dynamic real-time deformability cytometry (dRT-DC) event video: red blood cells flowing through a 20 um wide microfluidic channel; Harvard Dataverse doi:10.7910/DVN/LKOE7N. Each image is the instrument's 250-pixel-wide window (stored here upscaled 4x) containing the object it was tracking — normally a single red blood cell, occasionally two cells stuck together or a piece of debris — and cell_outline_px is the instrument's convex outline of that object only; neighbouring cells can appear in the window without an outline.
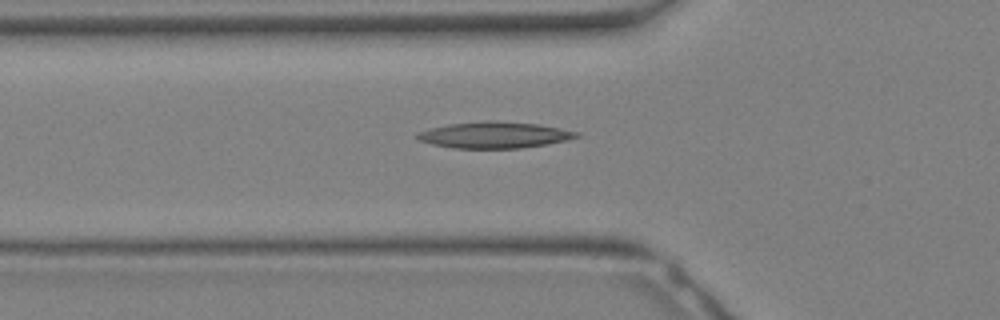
{"species": "Egyptian fruit bat (a non-hibernating species)", "species_latin": "Rousettus aegyptiacus", "temperature_condition": "warm", "stored_images_in_passage": 32, "camera_frame_rate_fps": 3000, "um_per_image_px": 0.085, "animal": {"sex": "female"}, "frame": {"image": 1, "passage_image": 11, "time_ms": 3.333, "image_size_px": [1000, 320], "cell_outline_px": [[580, 136], [568, 140], [520, 148], [452, 148], [432, 144], [416, 140], [416, 132], [448, 124], [484, 120], [496, 120], [536, 124], [560, 128], [580, 132]], "centroid_in_image_um": [41.99, 11.46], "position_along_channel_um": 83.8, "area_um2": 24.51}}
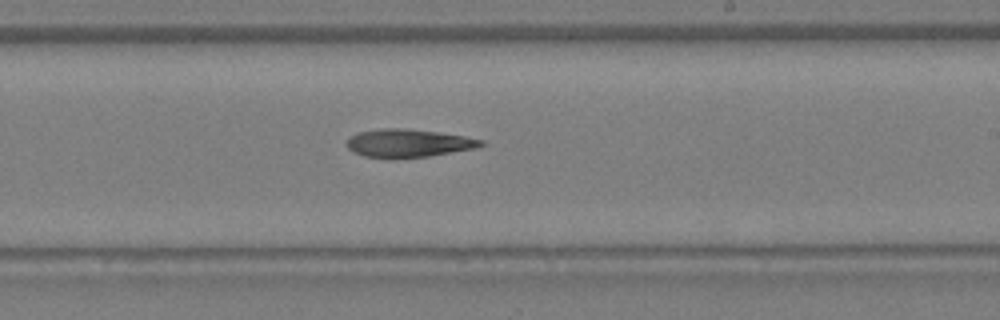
{"frame": {"image": 2, "passage_image": 19, "time_ms": 6.0, "image_size_px": [1000, 320], "cell_outline_px": [[484, 144], [476, 148], [428, 156], [392, 160], [364, 156], [352, 152], [348, 148], [348, 136], [356, 132], [384, 128], [404, 128], [440, 132], [464, 136], [484, 140]], "centroid_in_image_um": [34.66, 12.18], "position_along_channel_um": 254.3, "area_um2": 22.37}}
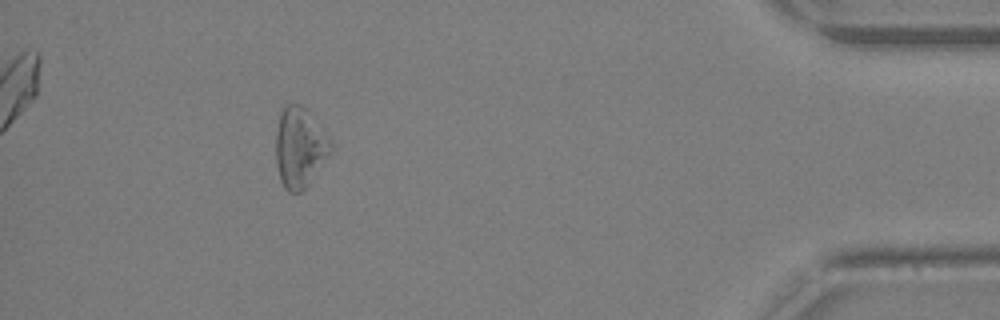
{"frame": {"image": 3, "passage_image": 29, "time_ms": 9.333, "image_size_px": [1000, 320], "cell_outline_px": [[332, 152], [308, 184], [300, 192], [288, 192], [284, 188], [280, 180], [276, 164], [276, 132], [280, 108], [288, 104], [300, 104], [304, 108], [332, 140]], "centroid_in_image_um": [25.46, 12.53], "position_along_channel_um": 409.7, "area_um2": 25.66}}